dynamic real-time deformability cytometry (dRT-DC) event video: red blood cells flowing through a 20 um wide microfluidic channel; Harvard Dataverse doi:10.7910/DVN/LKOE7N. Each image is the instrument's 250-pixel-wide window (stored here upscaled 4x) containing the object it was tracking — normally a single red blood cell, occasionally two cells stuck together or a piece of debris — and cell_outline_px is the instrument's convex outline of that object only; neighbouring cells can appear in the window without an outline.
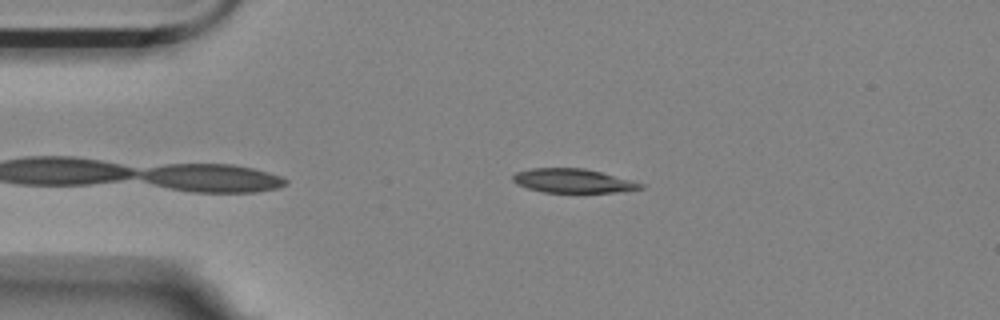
{"species": "Egyptian fruit bat (a non-hibernating species)", "species_latin": "Rousettus aegyptiacus", "temperature_condition": "room temperature", "stored_images_in_passage": 42, "camera_frame_rate_fps": 3000, "um_per_image_px": 0.085, "animal": {"sex": "female"}, "frame": {"image": 1, "passage_image": 3, "time_ms": 0.667, "image_size_px": [1000, 320], "cell_outline_px": [[644, 188], [616, 192], [544, 192], [528, 188], [516, 184], [512, 180], [512, 176], [516, 172], [532, 168], [584, 168], [632, 180], [644, 184]], "centroid_in_image_um": [48.69, 15.36], "position_along_channel_um": 36.3, "area_um2": 17.74}}
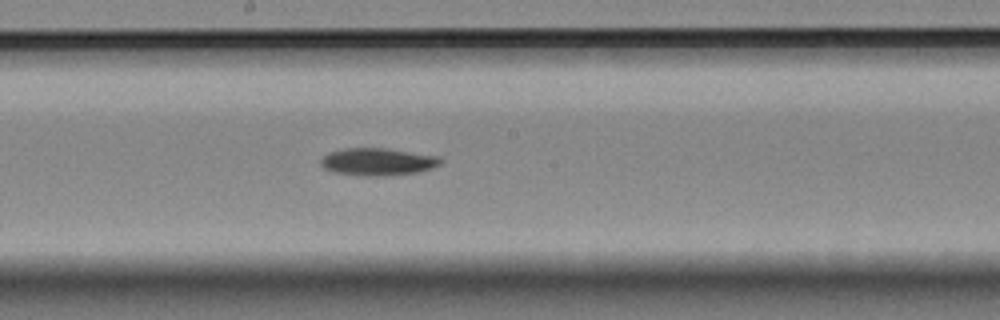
{"frame": {"image": 2, "passage_image": 21, "time_ms": 6.667, "image_size_px": [1000, 320], "cell_outline_px": [[444, 160], [440, 164], [432, 168], [420, 172], [388, 176], [360, 176], [332, 172], [324, 168], [320, 164], [320, 156], [328, 152], [344, 148], [384, 148], [440, 156]], "centroid_in_image_um": [32.09, 13.76], "position_along_channel_um": 216.1, "area_um2": 19.59}}
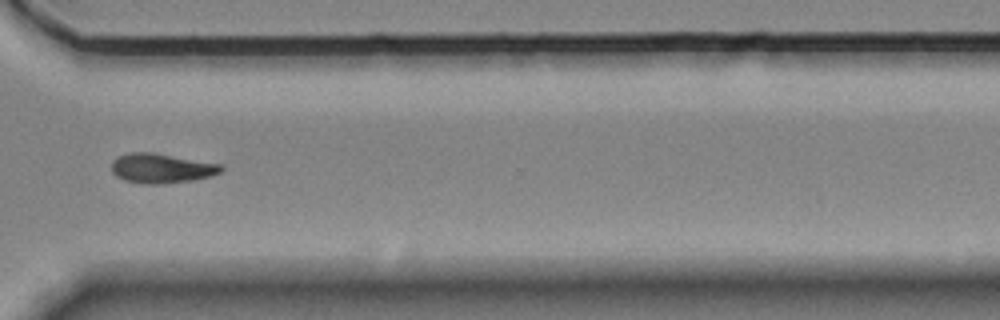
{"frame": {"image": 3, "passage_image": 33, "time_ms": 10.667, "image_size_px": [1000, 320], "cell_outline_px": [[224, 168], [220, 172], [212, 176], [192, 180], [160, 184], [144, 184], [124, 180], [116, 176], [112, 172], [112, 160], [116, 156], [128, 152], [152, 152], [224, 164]], "centroid_in_image_um": [13.72, 14.29], "position_along_channel_um": 356.9, "area_um2": 19.19}, "authors_computed_cell_mechanics": {"area_um2": 18.8428, "velocity_mm_per_s": 3.5203, "shape_relaxation_time_tau1_ms": 8.1289, "shape_relaxation_time_tau2_ms": null, "deformation_change_tau1": 0.1835, "deformation_change_tau2": null}}